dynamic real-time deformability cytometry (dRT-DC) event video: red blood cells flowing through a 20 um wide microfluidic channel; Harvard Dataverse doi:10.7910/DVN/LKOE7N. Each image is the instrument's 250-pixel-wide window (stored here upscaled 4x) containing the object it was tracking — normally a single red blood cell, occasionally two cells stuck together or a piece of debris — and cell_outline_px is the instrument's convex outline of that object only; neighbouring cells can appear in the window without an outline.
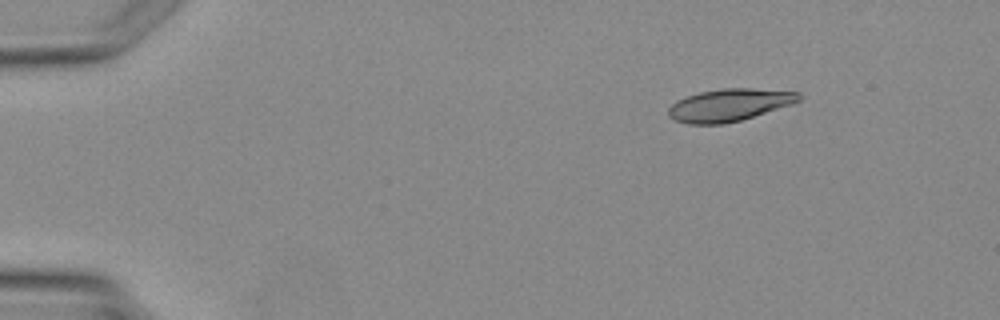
{"species": "Egyptian fruit bat (a non-hibernating species)", "species_latin": "Rousettus aegyptiacus", "temperature_condition": "warm", "stored_images_in_passage": 2, "camera_frame_rate_fps": 3000, "um_per_image_px": 0.085, "animal": {"sex": "female"}, "frame": {"image": 1, "passage_image": 2, "time_ms": 1.333, "image_size_px": [1000, 320], "cell_outline_px": [[804, 96], [800, 100], [792, 104], [740, 120], [724, 124], [688, 124], [676, 120], [668, 116], [668, 108], [672, 104], [688, 96], [700, 92], [724, 88], [752, 88], [800, 92]], "centroid_in_image_um": [62.02, 8.92], "position_along_channel_um": 23.0, "area_um2": 24.45}}